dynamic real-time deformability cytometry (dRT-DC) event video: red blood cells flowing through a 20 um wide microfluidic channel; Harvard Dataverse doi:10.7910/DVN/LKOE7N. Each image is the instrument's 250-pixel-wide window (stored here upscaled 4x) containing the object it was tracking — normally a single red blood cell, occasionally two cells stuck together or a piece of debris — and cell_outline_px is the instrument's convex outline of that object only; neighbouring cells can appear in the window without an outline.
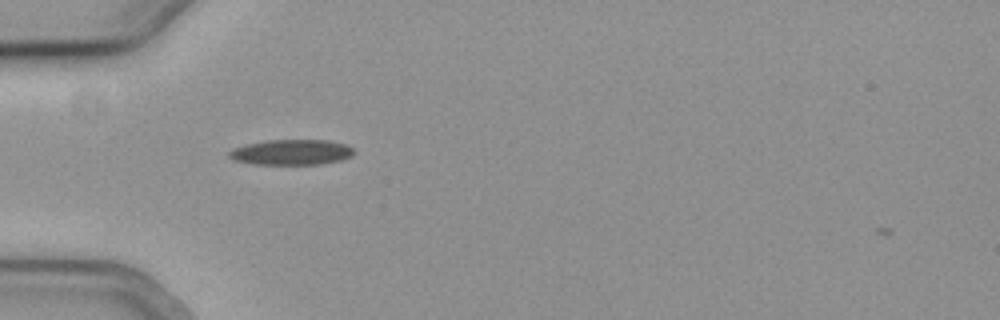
{"species": "common noctule bat (a hibernating species)", "species_latin": "Nyctalus noctula", "temperature_condition": "cold", "stored_images_in_passage": 39, "camera_frame_rate_fps": 3000, "um_per_image_px": 0.085, "animal": {"sex": "female", "body_mass_g": 19.3, "forearm_length_mm": 54.1}, "frame": {"image": 1, "passage_image": 1, "time_ms": 0.0, "image_size_px": [1000, 320], "cell_outline_px": [[352, 156], [340, 160], [320, 164], [252, 164], [232, 160], [228, 156], [228, 152], [232, 148], [248, 144], [268, 140], [328, 140], [344, 144], [352, 148]], "centroid_in_image_um": [24.72, 12.94], "position_along_channel_um": 60.3, "area_um2": 18.38}}
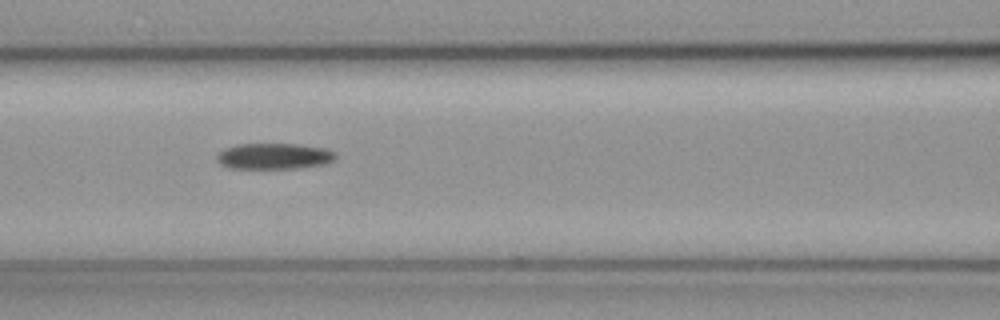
{"frame": {"image": 2, "passage_image": 8, "time_ms": 2.333, "image_size_px": [1000, 320], "cell_outline_px": [[336, 156], [332, 160], [324, 164], [300, 168], [228, 168], [220, 164], [216, 160], [216, 156], [224, 148], [240, 144], [296, 144], [324, 148], [336, 152]], "centroid_in_image_um": [23.27, 13.28], "position_along_channel_um": 143.3, "area_um2": 17.92}}
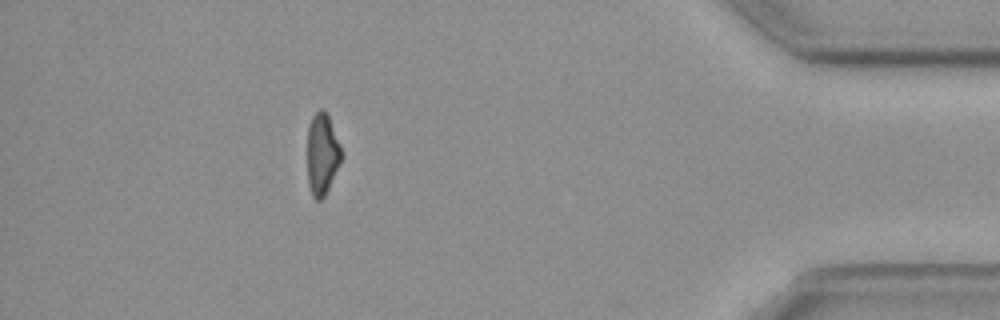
{"frame": {"image": 3, "passage_image": 33, "time_ms": 10.667, "image_size_px": [1000, 320], "cell_outline_px": [[344, 156], [324, 196], [320, 200], [316, 200], [312, 196], [308, 184], [308, 124], [312, 116], [320, 108], [328, 116], [344, 152]], "centroid_in_image_um": [27.4, 13.1], "position_along_channel_um": 407.8, "area_um2": 16.24}}